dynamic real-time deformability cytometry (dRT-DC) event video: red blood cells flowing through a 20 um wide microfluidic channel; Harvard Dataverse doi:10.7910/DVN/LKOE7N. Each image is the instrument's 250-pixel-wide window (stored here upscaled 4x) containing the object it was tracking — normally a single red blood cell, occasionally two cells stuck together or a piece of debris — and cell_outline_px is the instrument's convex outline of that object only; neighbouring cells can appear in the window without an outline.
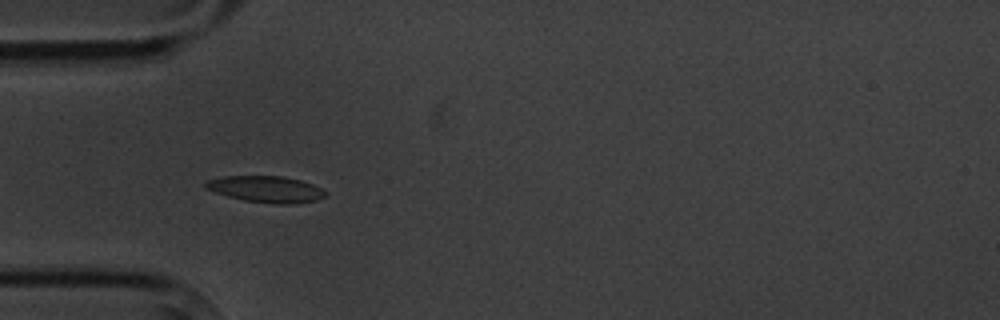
{"species": "common noctule bat (a hibernating species)", "species_latin": "Nyctalus noctula", "temperature_condition": "cold", "stored_images_in_passage": 6, "camera_frame_rate_fps": 3000, "um_per_image_px": 0.085, "animal": {"sex": "male", "body_mass_g": 20.1, "forearm_length_mm": 53.5}, "frame": {"image": 1, "passage_image": 5, "time_ms": 4.667, "image_size_px": [1000, 320], "cell_outline_px": [[328, 196], [316, 200], [296, 204], [280, 204], [244, 200], [228, 196], [204, 188], [204, 184], [208, 180], [224, 176], [284, 176], [300, 180], [312, 184], [328, 192]], "centroid_in_image_um": [22.66, 16.08], "position_along_channel_um": 62.3, "area_um2": 18.44}}
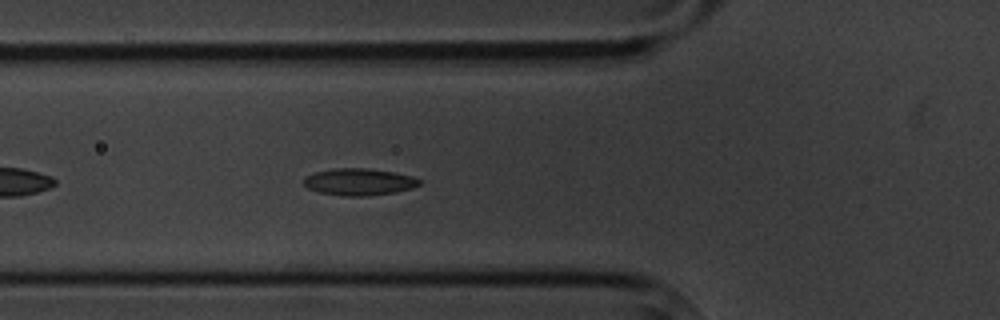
{"frame": {"image": 2, "passage_image": 6, "time_ms": 5.667, "image_size_px": [1000, 320], "cell_outline_px": [[420, 184], [412, 188], [396, 192], [364, 196], [344, 196], [320, 192], [308, 188], [300, 180], [304, 176], [316, 172], [336, 168], [368, 168], [396, 172], [412, 176], [420, 180]], "centroid_in_image_um": [30.5, 15.45], "position_along_channel_um": 95.3, "area_um2": 18.21}}